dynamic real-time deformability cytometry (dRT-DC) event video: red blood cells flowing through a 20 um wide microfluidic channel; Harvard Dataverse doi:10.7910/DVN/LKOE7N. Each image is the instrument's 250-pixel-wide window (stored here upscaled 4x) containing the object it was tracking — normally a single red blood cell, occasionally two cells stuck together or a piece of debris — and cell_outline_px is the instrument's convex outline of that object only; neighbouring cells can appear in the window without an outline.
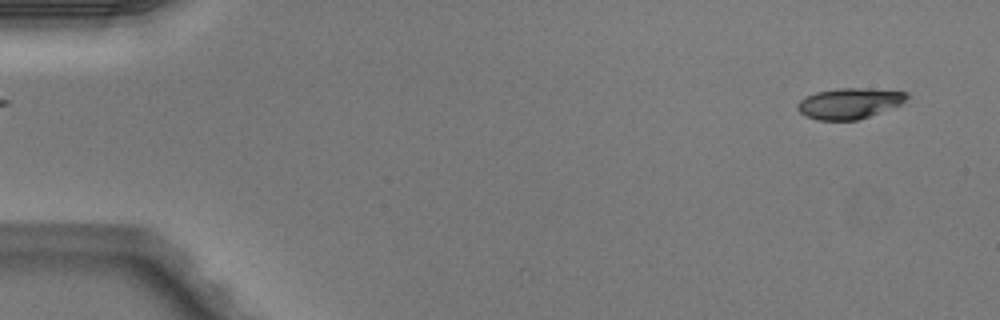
{"species": "Egyptian fruit bat (a non-hibernating species)", "species_latin": "Rousettus aegyptiacus", "temperature_condition": "warm", "stored_images_in_passage": 5, "camera_frame_rate_fps": 3000, "um_per_image_px": 0.085, "animal": {"sex": "male"}, "frame": {"image": 1, "passage_image": 1, "time_ms": 0.0, "image_size_px": [1000, 320], "cell_outline_px": [[912, 96], [900, 104], [868, 116], [856, 120], [816, 120], [804, 116], [796, 108], [796, 104], [800, 100], [816, 92], [836, 88], [860, 88], [908, 92]], "centroid_in_image_um": [72.17, 8.78], "position_along_channel_um": 12.8, "area_um2": 19.48}}
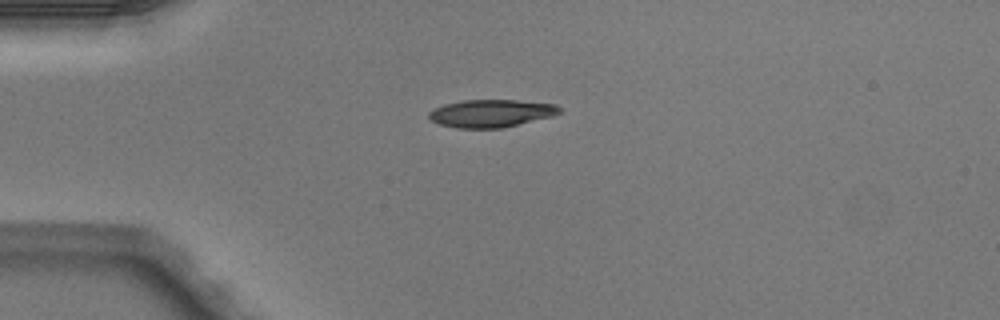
{"frame": {"image": 2, "passage_image": 3, "time_ms": 0.667, "image_size_px": [1000, 320], "cell_outline_px": [[564, 112], [552, 116], [504, 128], [456, 128], [440, 124], [432, 120], [428, 116], [428, 112], [444, 104], [464, 100], [516, 100], [556, 104], [564, 108]], "centroid_in_image_um": [41.81, 9.63], "position_along_channel_um": 43.2, "area_um2": 21.21}}
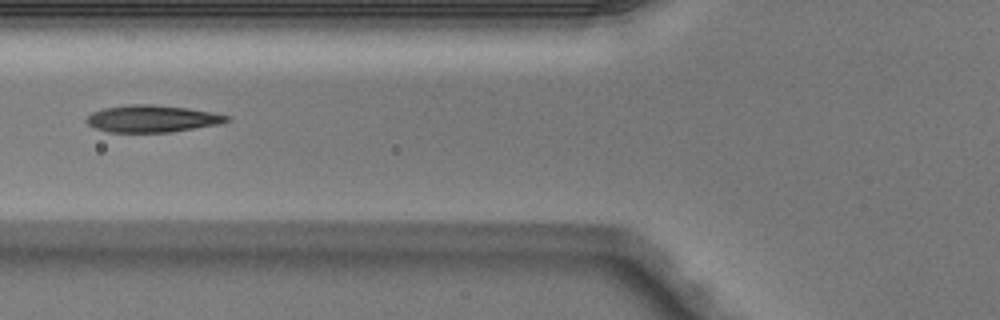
{"frame": {"image": 3, "passage_image": 5, "time_ms": 1.333, "image_size_px": [1000, 320], "cell_outline_px": [[228, 120], [220, 124], [172, 132], [108, 132], [96, 128], [88, 124], [84, 120], [92, 112], [104, 108], [128, 104], [152, 104], [188, 108], [212, 112], [228, 116]], "centroid_in_image_um": [12.9, 10.08], "position_along_channel_um": 112.9, "area_um2": 22.08}}